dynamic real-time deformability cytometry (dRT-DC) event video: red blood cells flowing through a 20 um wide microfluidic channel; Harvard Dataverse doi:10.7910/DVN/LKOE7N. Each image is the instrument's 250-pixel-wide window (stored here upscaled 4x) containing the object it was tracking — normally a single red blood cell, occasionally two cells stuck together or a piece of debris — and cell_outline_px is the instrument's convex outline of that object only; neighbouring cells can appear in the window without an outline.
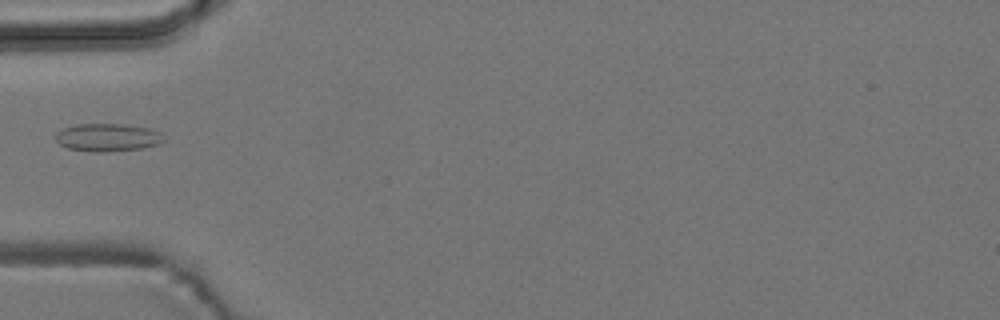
{"species": "common noctule bat (a hibernating species)", "species_latin": "Nyctalus noctula", "temperature_condition": "room temperature", "stored_images_in_passage": 3, "camera_frame_rate_fps": 3000, "um_per_image_px": 0.085, "animal": {"sex": "male", "body_mass_g": 19.2, "forearm_length_mm": 51.8}, "frame": {"image": 1, "passage_image": 2, "time_ms": 1.0, "image_size_px": [1000, 320], "cell_outline_px": [[164, 140], [160, 144], [144, 148], [108, 152], [92, 152], [68, 148], [60, 144], [56, 140], [56, 132], [64, 128], [76, 124], [124, 124], [148, 128], [160, 132]], "centroid_in_image_um": [9.16, 11.69], "position_along_channel_um": 75.8, "area_um2": 17.63}}
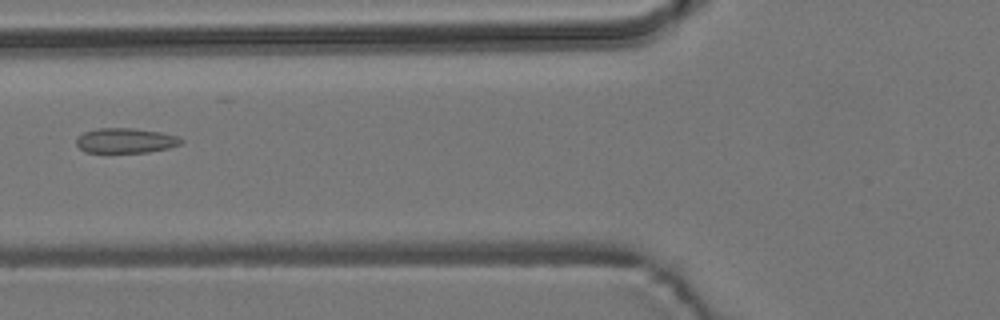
{"frame": {"image": 2, "passage_image": 3, "time_ms": 2.0, "image_size_px": [1000, 320], "cell_outline_px": [[184, 140], [180, 144], [168, 148], [148, 152], [84, 152], [76, 144], [76, 140], [84, 132], [96, 128], [136, 128], [160, 132], [176, 136]], "centroid_in_image_um": [10.67, 11.94], "position_along_channel_um": 115.1, "area_um2": 15.14}}